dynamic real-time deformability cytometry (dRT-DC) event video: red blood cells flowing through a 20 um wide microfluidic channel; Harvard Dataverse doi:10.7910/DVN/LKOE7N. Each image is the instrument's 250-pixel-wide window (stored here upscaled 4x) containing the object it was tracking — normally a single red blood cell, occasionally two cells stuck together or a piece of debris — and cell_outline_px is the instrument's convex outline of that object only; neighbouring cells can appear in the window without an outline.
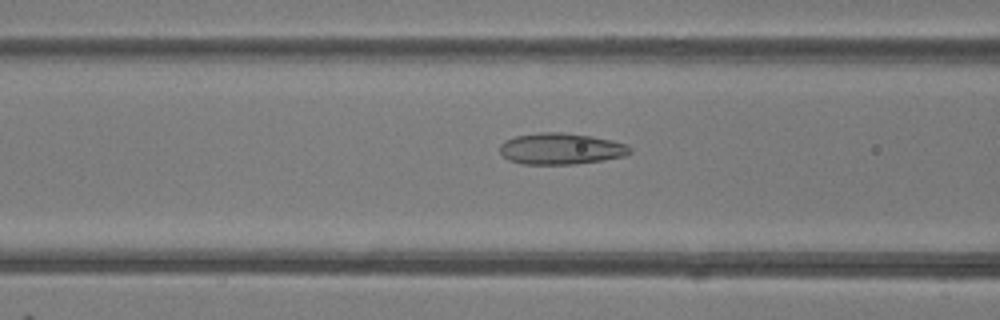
{"species": "common noctule bat (a hibernating species)", "species_latin": "Nyctalus noctula", "temperature_condition": "room temperature", "stored_images_in_passage": 43, "camera_frame_rate_fps": 3000, "um_per_image_px": 0.085, "animal": {"sex": "female"}, "frame": {"image": 1, "passage_image": 13, "time_ms": 4.0, "image_size_px": [1000, 320], "cell_outline_px": [[632, 152], [624, 156], [604, 160], [576, 164], [520, 164], [508, 160], [500, 152], [500, 144], [504, 140], [516, 136], [540, 132], [564, 132], [592, 136], [612, 140], [628, 144], [632, 148]], "centroid_in_image_um": [47.7, 12.64], "position_along_channel_um": 118.9, "area_um2": 24.04}}
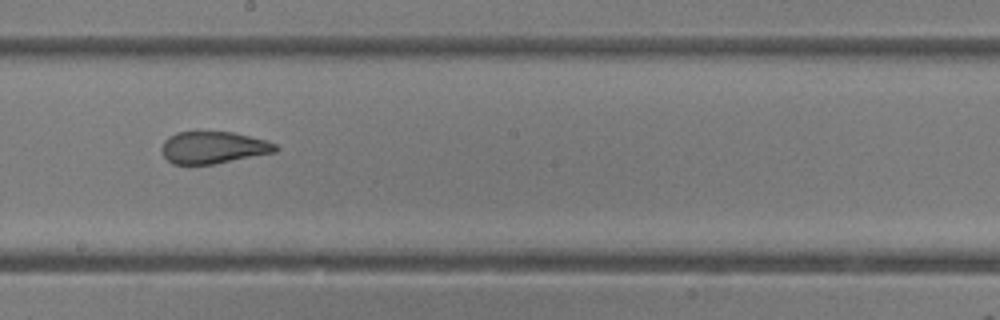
{"frame": {"image": 2, "passage_image": 21, "time_ms": 6.667, "image_size_px": [1000, 320], "cell_outline_px": [[280, 148], [276, 152], [212, 164], [172, 164], [164, 156], [160, 148], [164, 140], [168, 136], [176, 132], [232, 132], [268, 140], [276, 144]], "centroid_in_image_um": [18.13, 12.53], "position_along_channel_um": 230.1, "area_um2": 21.33}}
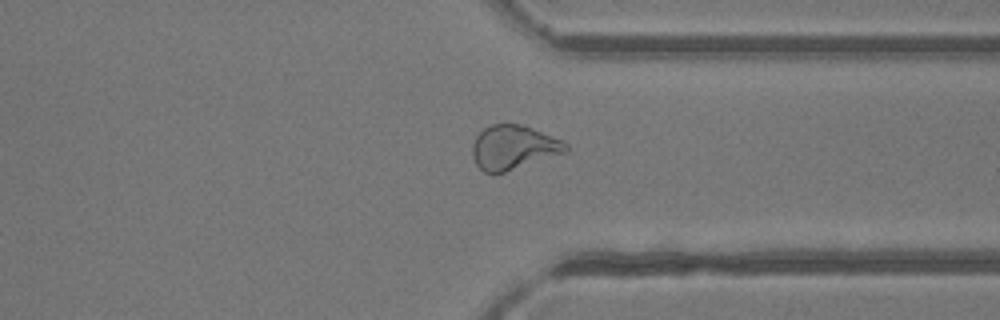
{"frame": {"image": 3, "passage_image": 31, "time_ms": 10.0, "image_size_px": [1000, 320], "cell_outline_px": [[568, 152], [492, 176], [484, 172], [476, 164], [472, 156], [472, 144], [476, 136], [484, 128], [492, 124], [520, 124], [532, 128], [560, 140], [568, 144]], "centroid_in_image_um": [43.61, 12.56], "position_along_channel_um": 367.8, "area_um2": 24.16}, "authors_computed_cell_mechanics": {"area_um2": 24.1604, "velocity_mm_per_s": 4.1596, "shape_relaxation_time_tau1_ms": 9.5271, "shape_relaxation_time_tau2_ms": 1.1642, "deformation_change_tau1": 0.2584, "deformation_change_tau2": 0.0913}}